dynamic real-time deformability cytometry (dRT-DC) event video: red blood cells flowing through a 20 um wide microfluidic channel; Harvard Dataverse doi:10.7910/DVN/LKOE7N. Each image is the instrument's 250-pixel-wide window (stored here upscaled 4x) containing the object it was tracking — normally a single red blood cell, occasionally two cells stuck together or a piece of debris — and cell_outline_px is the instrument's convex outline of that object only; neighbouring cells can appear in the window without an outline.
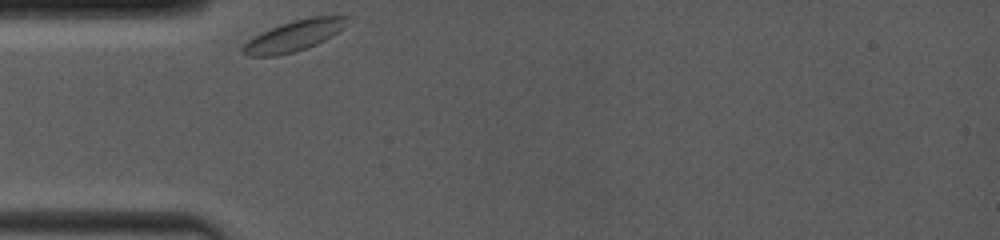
{"species": "common noctule bat (a hibernating species)", "species_latin": "Nyctalus noctula", "temperature_condition": "room temperature", "stored_images_in_passage": 7, "camera_frame_rate_fps": 4000, "um_per_image_px": 0.085, "animal": {"sex": "female", "body_mass_g": 19.0, "forearm_length_mm": 53.3}, "frame": {"image": 1, "passage_image": 1, "time_ms": 0.0, "image_size_px": [1000, 240], "cell_outline_px": [[352, 20], [344, 28], [332, 36], [316, 44], [296, 52], [276, 56], [248, 56], [240, 52], [240, 48], [252, 36], [260, 32], [280, 24], [292, 20], [312, 16], [352, 16]], "centroid_in_image_um": [25.0, 3.03], "position_along_channel_um": 60.0, "area_um2": 19.19}}
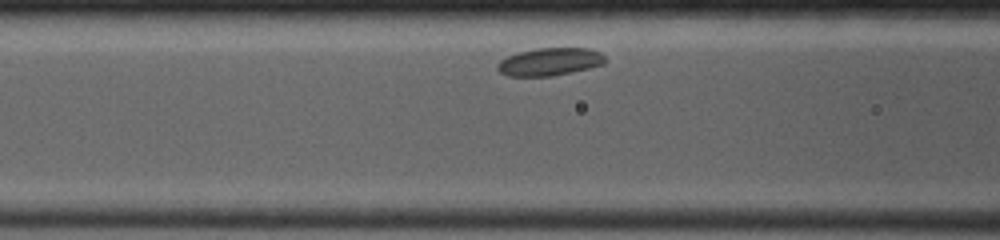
{"frame": {"image": 2, "passage_image": 5, "time_ms": 1.75, "image_size_px": [1000, 240], "cell_outline_px": [[604, 64], [572, 72], [552, 76], [508, 76], [500, 72], [496, 68], [496, 64], [500, 60], [508, 56], [520, 52], [536, 48], [588, 48], [600, 52], [604, 56]], "centroid_in_image_um": [46.7, 5.25], "position_along_channel_um": 119.9, "area_um2": 17.34}}